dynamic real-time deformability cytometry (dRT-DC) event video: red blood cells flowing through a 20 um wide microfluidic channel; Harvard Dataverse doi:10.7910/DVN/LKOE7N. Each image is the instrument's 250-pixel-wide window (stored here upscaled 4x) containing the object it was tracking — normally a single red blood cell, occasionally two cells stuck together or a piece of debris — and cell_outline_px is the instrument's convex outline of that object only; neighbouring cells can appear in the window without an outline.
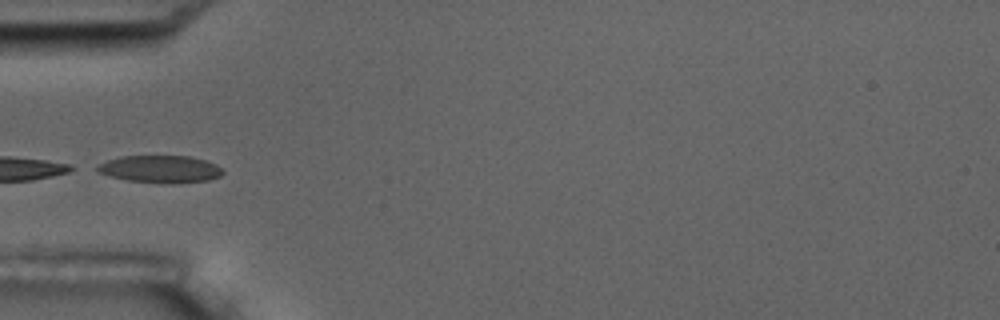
{"species": "common noctule bat (a hibernating species)", "species_latin": "Nyctalus noctula", "temperature_condition": "room temperature", "stored_images_in_passage": 7, "camera_frame_rate_fps": 3000, "um_per_image_px": 0.085, "animal": {"sex": "male", "body_mass_g": 17.5, "forearm_length_mm": 52.3}, "frame": {"image": 1, "passage_image": 6, "time_ms": 7.667, "image_size_px": [1000, 320], "cell_outline_px": [[224, 172], [220, 176], [208, 180], [172, 184], [128, 180], [96, 172], [92, 168], [108, 160], [120, 156], [188, 156], [204, 160], [216, 164]], "centroid_in_image_um": [13.6, 14.37], "position_along_channel_um": 71.4, "area_um2": 19.94}}